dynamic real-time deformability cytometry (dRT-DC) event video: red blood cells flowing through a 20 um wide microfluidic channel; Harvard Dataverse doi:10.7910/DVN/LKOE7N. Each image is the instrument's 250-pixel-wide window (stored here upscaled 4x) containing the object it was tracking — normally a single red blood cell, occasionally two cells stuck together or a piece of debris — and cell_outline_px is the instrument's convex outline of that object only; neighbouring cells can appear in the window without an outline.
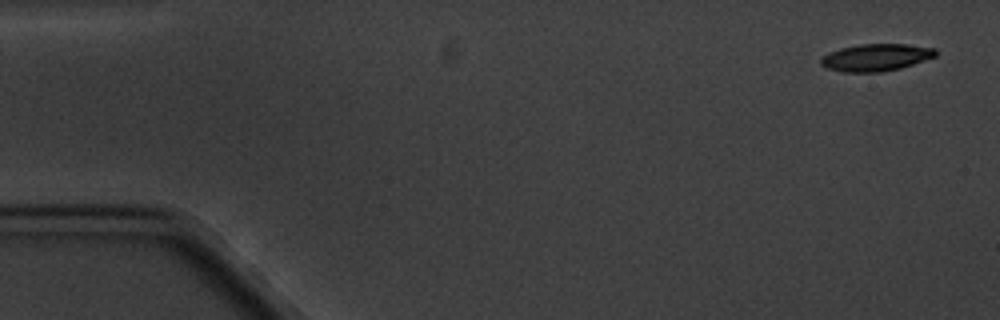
{"species": "common noctule bat (a hibernating species)", "species_latin": "Nyctalus noctula", "temperature_condition": "cold", "stored_images_in_passage": 6, "camera_frame_rate_fps": 3000, "um_per_image_px": 0.085, "animal": {"sex": "male", "body_mass_g": 20.1, "forearm_length_mm": 53.5}, "frame": {"image": 1, "passage_image": 1, "time_ms": 0.0, "image_size_px": [1000, 320], "cell_outline_px": [[936, 56], [900, 68], [880, 72], [840, 72], [824, 68], [820, 64], [820, 60], [828, 52], [840, 48], [860, 44], [908, 44], [936, 48]], "centroid_in_image_um": [74.41, 4.88], "position_along_channel_um": 10.6, "area_um2": 18.26}}